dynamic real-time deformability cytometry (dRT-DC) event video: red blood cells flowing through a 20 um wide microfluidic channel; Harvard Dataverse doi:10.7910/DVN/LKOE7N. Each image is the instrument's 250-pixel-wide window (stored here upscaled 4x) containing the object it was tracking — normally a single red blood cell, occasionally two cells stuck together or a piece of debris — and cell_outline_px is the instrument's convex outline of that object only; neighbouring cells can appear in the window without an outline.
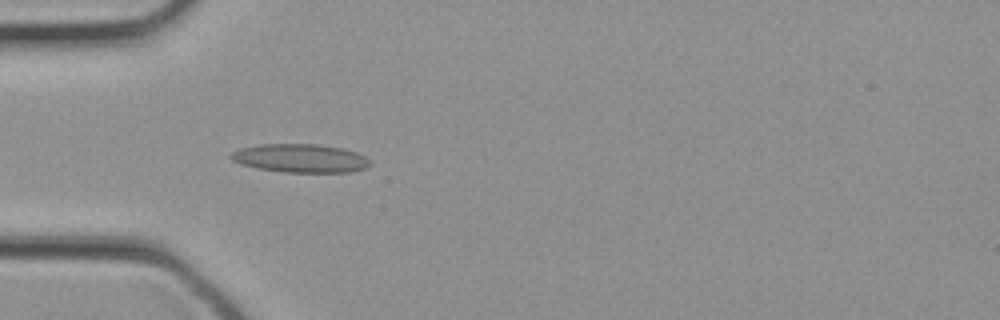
{"species": "common noctule bat (a hibernating species)", "species_latin": "Nyctalus noctula", "temperature_condition": "cold", "stored_images_in_passage": 11, "camera_frame_rate_fps": 3000, "um_per_image_px": 0.085, "animal": {"sex": "female", "body_mass_g": 21.9}, "frame": {"image": 1, "passage_image": 7, "time_ms": 2.0, "image_size_px": [1000, 320], "cell_outline_px": [[372, 164], [364, 168], [348, 172], [284, 172], [256, 168], [240, 164], [232, 160], [228, 156], [232, 152], [240, 148], [260, 144], [316, 144], [344, 148], [356, 152], [372, 160]], "centroid_in_image_um": [25.52, 13.45], "position_along_channel_um": 59.5, "area_um2": 23.24}}
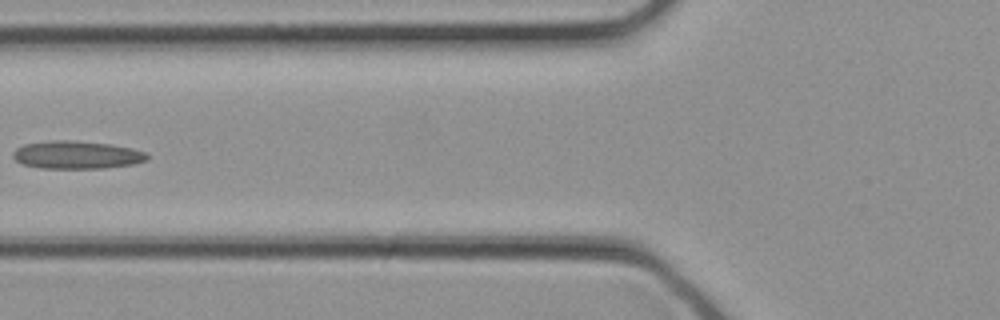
{"frame": {"image": 2, "passage_image": 10, "time_ms": 3.0, "image_size_px": [1000, 320], "cell_outline_px": [[148, 160], [132, 164], [104, 168], [40, 168], [20, 164], [12, 156], [12, 152], [16, 148], [24, 144], [48, 140], [76, 140], [112, 144], [132, 148], [144, 152], [148, 156]], "centroid_in_image_um": [6.48, 13.15], "position_along_channel_um": 119.3, "area_um2": 22.02}}